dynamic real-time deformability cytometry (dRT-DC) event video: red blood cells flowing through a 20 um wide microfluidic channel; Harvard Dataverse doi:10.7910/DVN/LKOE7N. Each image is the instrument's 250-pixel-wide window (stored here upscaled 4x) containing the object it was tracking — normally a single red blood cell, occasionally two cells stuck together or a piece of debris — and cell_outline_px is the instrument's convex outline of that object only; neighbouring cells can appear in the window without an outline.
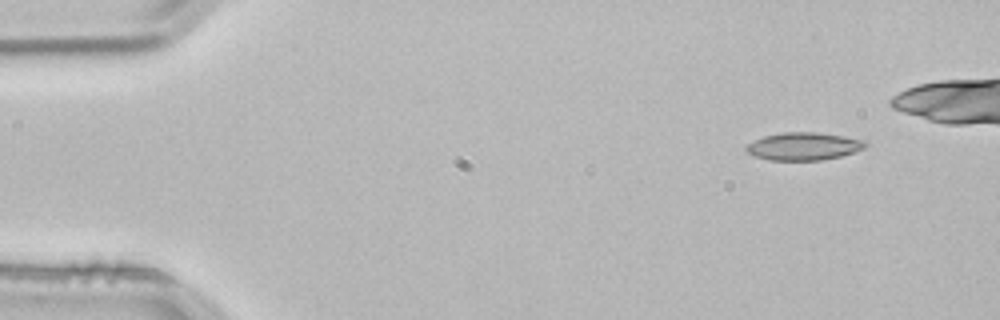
{"species": "common noctule bat (a hibernating species)", "species_latin": "Nyctalus noctula", "temperature_condition": "room temperature", "stored_images_in_passage": 3, "camera_frame_rate_fps": 3000, "um_per_image_px": 0.085, "animal": {"sex": "male", "body_mass_g": 21.5, "forearm_length_mm": 52.0}, "frame": {"image": 1, "passage_image": 1, "time_ms": 0.0, "image_size_px": [1000, 320], "cell_outline_px": [[868, 144], [864, 148], [856, 152], [840, 156], [820, 160], [768, 160], [756, 156], [748, 152], [744, 148], [748, 144], [764, 136], [784, 132], [820, 132], [868, 140]], "centroid_in_image_um": [68.37, 12.42], "position_along_channel_um": 16.6, "area_um2": 19.31}}